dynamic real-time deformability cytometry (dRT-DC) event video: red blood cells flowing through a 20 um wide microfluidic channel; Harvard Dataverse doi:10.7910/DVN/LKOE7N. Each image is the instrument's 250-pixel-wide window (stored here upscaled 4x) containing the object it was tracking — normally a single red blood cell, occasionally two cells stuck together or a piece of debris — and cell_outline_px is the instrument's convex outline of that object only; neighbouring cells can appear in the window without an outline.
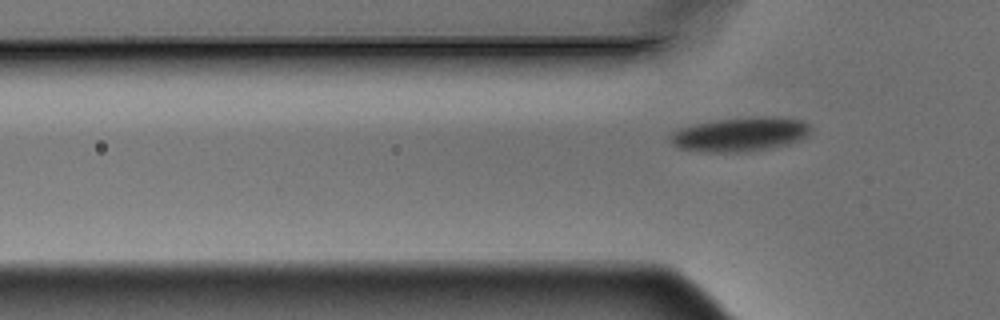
{"species": "Egyptian fruit bat (a non-hibernating species)", "species_latin": "Rousettus aegyptiacus", "temperature_condition": "warm", "stored_images_in_passage": 3, "camera_frame_rate_fps": 3000, "um_per_image_px": 0.085, "animal": {"sex": "male"}, "frame": {"image": 1, "passage_image": 3, "time_ms": 0.667, "image_size_px": [1000, 320], "cell_outline_px": [[812, 128], [800, 140], [788, 144], [768, 148], [740, 152], [708, 152], [680, 148], [672, 144], [668, 140], [672, 132], [680, 128], [696, 124], [716, 120], [764, 116], [772, 116], [804, 120], [812, 124]], "centroid_in_image_um": [62.93, 11.41], "position_along_channel_um": 62.9, "area_um2": 27.8}}